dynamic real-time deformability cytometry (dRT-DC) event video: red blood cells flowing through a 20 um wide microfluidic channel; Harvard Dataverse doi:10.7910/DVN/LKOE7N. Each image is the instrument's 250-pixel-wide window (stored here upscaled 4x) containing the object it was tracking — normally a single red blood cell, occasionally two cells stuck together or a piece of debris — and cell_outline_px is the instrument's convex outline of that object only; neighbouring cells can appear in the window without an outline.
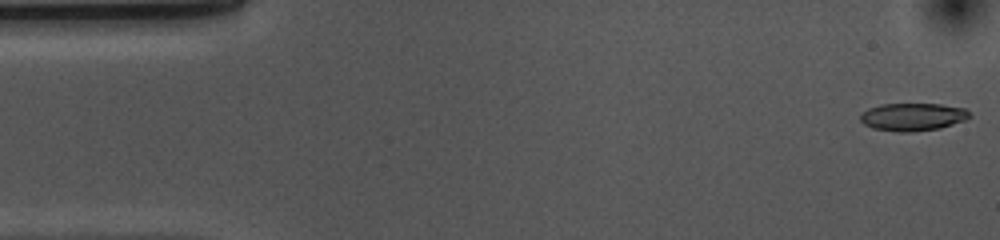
{"species": "common noctule bat (a hibernating species)", "species_latin": "Nyctalus noctula", "temperature_condition": "cold", "stored_images_in_passage": 53, "camera_frame_rate_fps": 3000, "um_per_image_px": 0.085, "animal": {"sex": "female", "body_mass_g": 10.0, "forearm_length_mm": 53.1}, "frame": {"image": 1, "passage_image": 1, "time_ms": 0.0, "image_size_px": [1000, 240], "cell_outline_px": [[972, 116], [964, 120], [940, 128], [912, 132], [900, 132], [872, 128], [864, 124], [860, 120], [860, 116], [868, 108], [880, 104], [940, 104], [964, 108]], "centroid_in_image_um": [77.57, 9.93], "position_along_channel_um": 7.4, "area_um2": 17.57}}
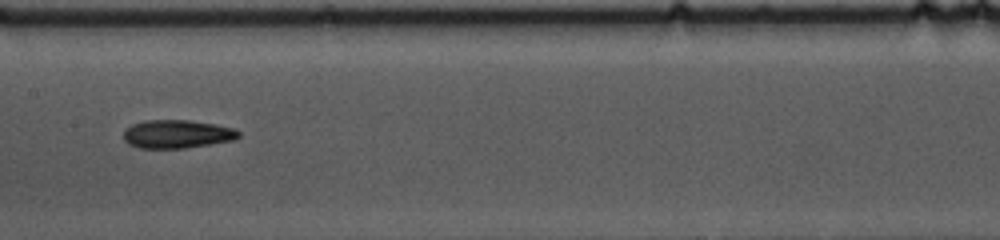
{"frame": {"image": 2, "passage_image": 25, "time_ms": 8.0, "image_size_px": [1000, 240], "cell_outline_px": [[240, 136], [236, 140], [184, 148], [140, 148], [128, 144], [124, 140], [124, 132], [132, 124], [144, 120], [188, 120], [216, 124], [236, 128], [240, 132]], "centroid_in_image_um": [15.09, 11.39], "position_along_channel_um": 192.3, "area_um2": 19.13}}
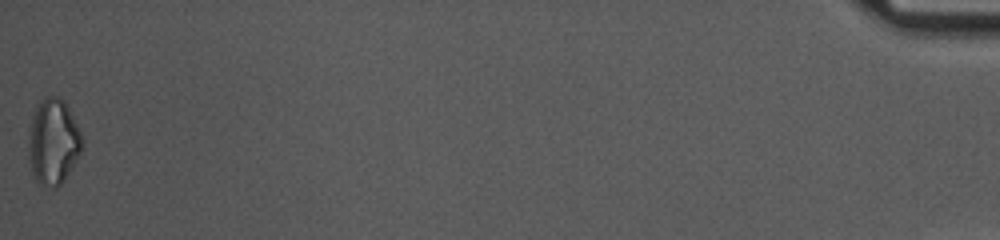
{"frame": {"image": 3, "passage_image": 53, "time_ms": 17.333, "image_size_px": [1000, 240], "cell_outline_px": [[84, 148], [64, 180], [56, 188], [40, 184], [36, 180], [32, 172], [28, 156], [28, 144], [32, 116], [40, 100], [44, 96], [60, 96], [64, 100], [84, 140]], "centroid_in_image_um": [4.53, 12.04], "position_along_channel_um": 430.7, "area_um2": 26.82}, "authors_computed_cell_mechanics": {"area_um2": 18.5538, "velocity_mm_per_s": 3.6868, "shape_relaxation_time_tau1_ms": 5.0225, "shape_relaxation_time_tau2_ms": 8.4417, "deformation_change_tau1": 0.1342, "deformation_change_tau2": 0.1864}}